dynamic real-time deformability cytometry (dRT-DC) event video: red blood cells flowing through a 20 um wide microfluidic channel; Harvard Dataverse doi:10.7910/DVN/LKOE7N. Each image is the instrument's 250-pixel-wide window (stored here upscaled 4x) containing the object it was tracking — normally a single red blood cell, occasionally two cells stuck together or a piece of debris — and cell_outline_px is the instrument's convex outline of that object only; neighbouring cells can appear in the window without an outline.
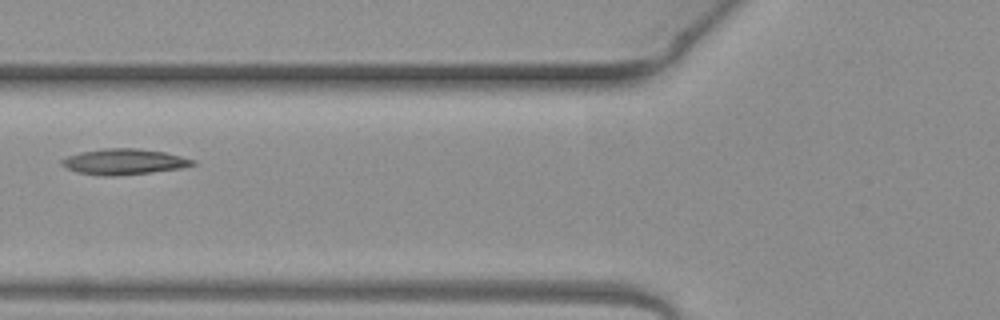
{"species": "common noctule bat (a hibernating species)", "species_latin": "Nyctalus noctula", "temperature_condition": "warm", "stored_images_in_passage": 7, "camera_frame_rate_fps": 3000, "um_per_image_px": 0.085, "animal": {"sex": "female", "body_mass_g": 19.3, "forearm_length_mm": 54.1}, "frame": {"image": 1, "passage_image": 6, "time_ms": 1.667, "image_size_px": [1000, 320], "cell_outline_px": [[196, 164], [180, 168], [116, 176], [100, 176], [76, 172], [60, 164], [60, 160], [68, 156], [80, 152], [104, 148], [136, 148], [164, 152], [196, 160]], "centroid_in_image_um": [10.5, 13.74], "position_along_channel_um": 115.3, "area_um2": 19.54}}
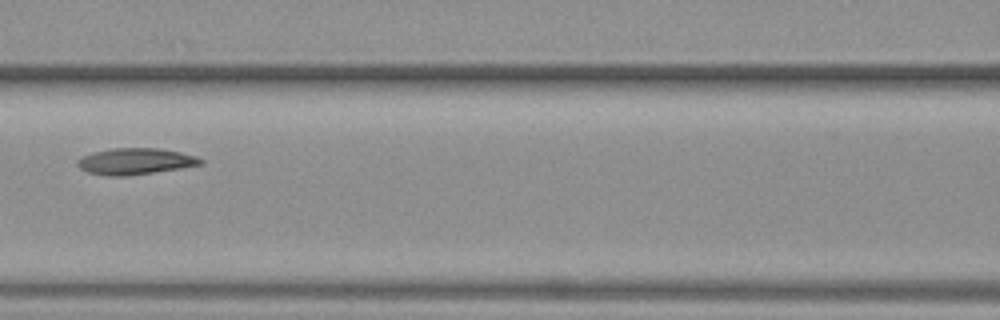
{"frame": {"image": 2, "passage_image": 7, "time_ms": 2.0, "image_size_px": [1000, 320], "cell_outline_px": [[204, 160], [200, 164], [180, 168], [124, 176], [108, 176], [88, 172], [80, 168], [76, 164], [76, 160], [80, 156], [112, 148], [156, 148], [180, 152], [196, 156]], "centroid_in_image_um": [11.45, 13.71], "position_along_channel_um": 155.1, "area_um2": 18.67}}